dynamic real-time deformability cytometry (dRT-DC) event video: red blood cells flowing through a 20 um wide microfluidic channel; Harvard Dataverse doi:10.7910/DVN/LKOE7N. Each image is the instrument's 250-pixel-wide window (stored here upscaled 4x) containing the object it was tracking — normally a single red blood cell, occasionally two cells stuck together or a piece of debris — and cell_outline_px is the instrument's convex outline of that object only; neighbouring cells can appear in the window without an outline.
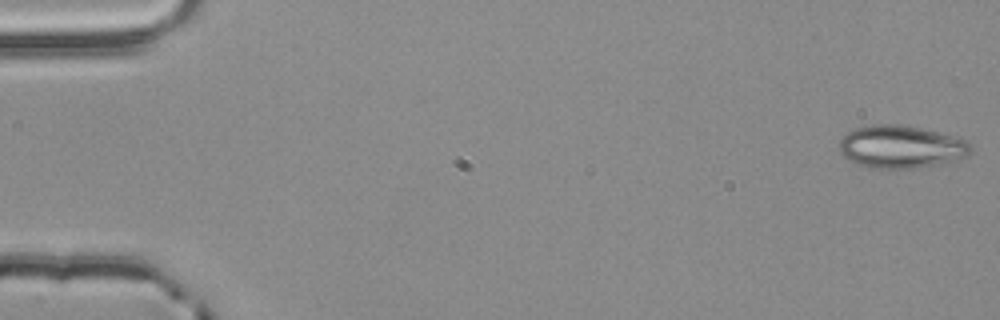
{"species": "common noctule bat (a hibernating species)", "species_latin": "Nyctalus noctula", "temperature_condition": "room temperature", "stored_images_in_passage": 56, "camera_frame_rate_fps": 3000, "um_per_image_px": 0.085, "animal": {"sex": "male", "body_mass_g": 20.4}, "frame": {"image": 1, "passage_image": 1, "time_ms": 0.0, "image_size_px": [1000, 320], "cell_outline_px": [[972, 152], [968, 156], [956, 160], [936, 164], [912, 168], [872, 168], [856, 164], [848, 160], [840, 152], [836, 144], [848, 132], [856, 128], [872, 124], [900, 124], [920, 128], [952, 136], [964, 140], [972, 144]], "centroid_in_image_um": [76.55, 12.48], "position_along_channel_um": 8.4, "area_um2": 32.71}}
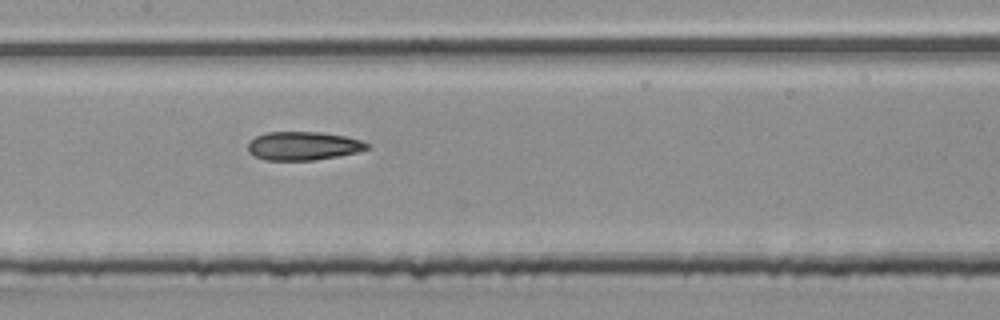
{"frame": {"image": 2, "passage_image": 27, "time_ms": 8.667, "image_size_px": [1000, 320], "cell_outline_px": [[372, 148], [360, 152], [316, 160], [264, 160], [252, 156], [248, 152], [248, 140], [264, 132], [320, 132], [344, 136], [360, 140], [372, 144]], "centroid_in_image_um": [25.78, 12.4], "position_along_channel_um": 181.6, "area_um2": 20.23}}
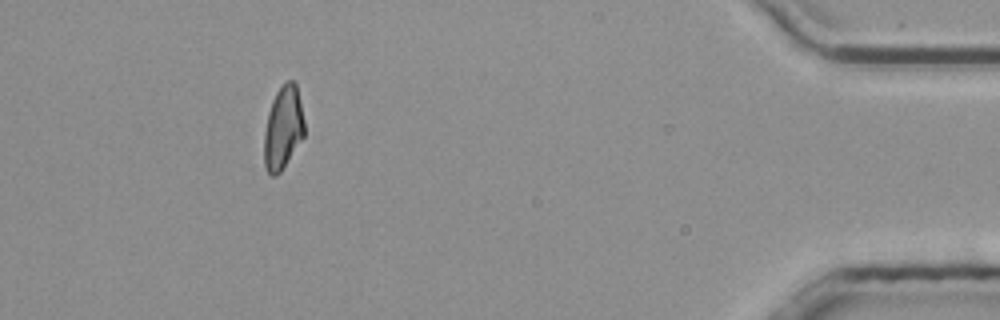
{"frame": {"image": 3, "passage_image": 51, "time_ms": 16.667, "image_size_px": [1000, 320], "cell_outline_px": [[304, 136], [280, 172], [276, 176], [272, 176], [264, 168], [264, 132], [268, 112], [272, 100], [276, 92], [284, 80], [292, 80], [296, 84], [304, 120]], "centroid_in_image_um": [24.05, 10.85], "position_along_channel_um": 411.2, "area_um2": 19.54}, "authors_computed_cell_mechanics": {"area_um2": 20.2589, "velocity_mm_per_s": 3.7443, "shape_relaxation_time_tau1_ms": 7.0718, "shape_relaxation_time_tau2_ms": 2.1367, "deformation_change_tau1": 0.1746, "deformation_change_tau2": 0.0909}}